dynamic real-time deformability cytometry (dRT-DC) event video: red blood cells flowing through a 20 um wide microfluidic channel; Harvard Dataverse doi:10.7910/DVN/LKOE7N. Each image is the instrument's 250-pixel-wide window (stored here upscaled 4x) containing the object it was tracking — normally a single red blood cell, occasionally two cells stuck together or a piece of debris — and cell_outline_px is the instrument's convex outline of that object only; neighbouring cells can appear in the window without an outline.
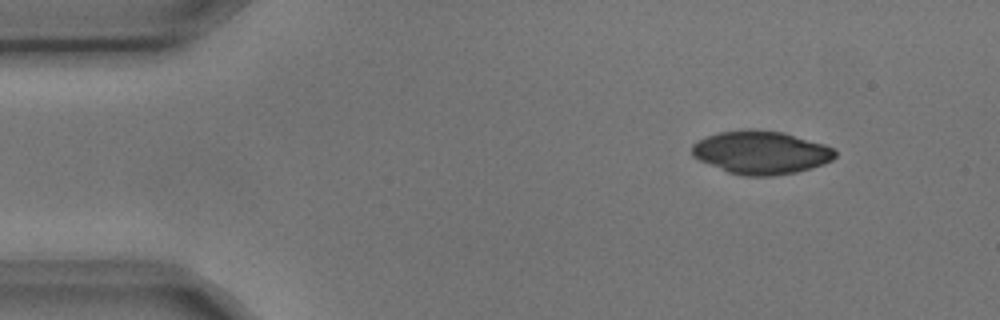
{"species": "common noctule bat (a hibernating species)", "species_latin": "Nyctalus noctula", "temperature_condition": "cold", "stored_images_in_passage": 4, "segment_of_instrument_passage": [2, 2], "camera_frame_rate_fps": 3000, "um_per_image_px": 0.085, "animal": {"sex": "male", "body_mass_g": 17.9, "forearm_length_mm": 54.2}, "frame": {"image": 1, "passage_image": 4, "time_ms": 1.0, "image_size_px": [1000, 320], "cell_outline_px": [[836, 156], [832, 160], [824, 164], [812, 168], [796, 172], [772, 176], [744, 176], [728, 172], [700, 160], [692, 156], [692, 144], [696, 140], [720, 132], [744, 128], [752, 128], [784, 132], [824, 144], [836, 148]], "centroid_in_image_um": [64.7, 12.95], "position_along_channel_um": 20.3, "area_um2": 36.36}}